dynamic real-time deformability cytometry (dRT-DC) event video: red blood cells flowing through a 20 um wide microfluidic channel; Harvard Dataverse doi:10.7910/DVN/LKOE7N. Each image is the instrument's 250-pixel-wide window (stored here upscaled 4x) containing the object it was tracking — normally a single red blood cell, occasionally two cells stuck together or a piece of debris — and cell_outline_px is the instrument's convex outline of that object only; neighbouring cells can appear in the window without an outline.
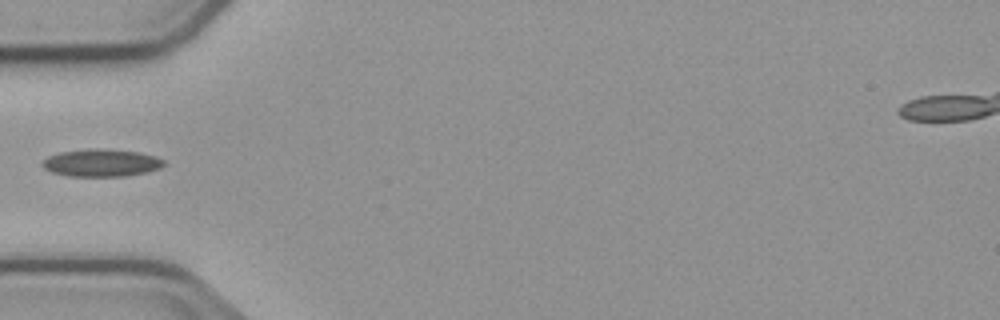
{"species": "common noctule bat (a hibernating species)", "species_latin": "Nyctalus noctula", "temperature_condition": "cold", "stored_images_in_passage": 2, "camera_frame_rate_fps": 3000, "um_per_image_px": 0.085, "animal": {"sex": "male", "body_mass_g": 23.1, "forearm_length_mm": 52.7}, "frame": {"image": 1, "passage_image": 2, "time_ms": 1.333, "image_size_px": [1000, 320], "cell_outline_px": [[164, 164], [160, 168], [148, 172], [124, 176], [68, 176], [52, 172], [44, 168], [40, 164], [48, 156], [60, 152], [92, 148], [96, 148], [136, 152], [152, 156], [164, 160]], "centroid_in_image_um": [8.57, 13.85], "position_along_channel_um": 76.4, "area_um2": 19.25}}